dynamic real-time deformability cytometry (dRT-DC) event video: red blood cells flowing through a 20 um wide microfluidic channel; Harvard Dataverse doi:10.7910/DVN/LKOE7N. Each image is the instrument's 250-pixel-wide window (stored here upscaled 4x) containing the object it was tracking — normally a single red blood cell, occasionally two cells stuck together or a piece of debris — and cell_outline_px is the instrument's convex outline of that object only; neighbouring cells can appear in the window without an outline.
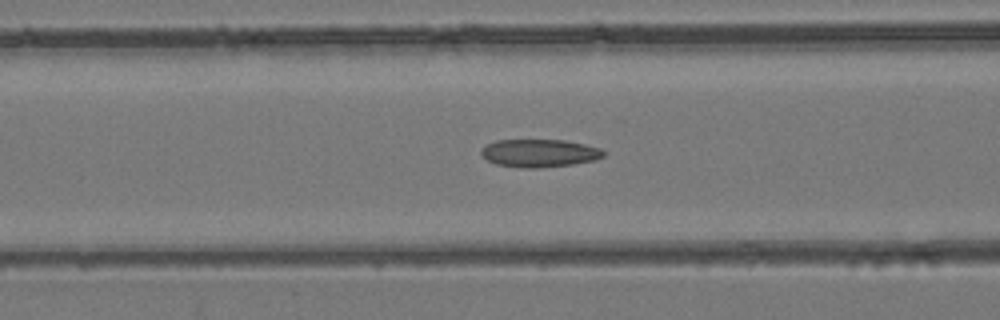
{"species": "common noctule bat (a hibernating species)", "species_latin": "Nyctalus noctula", "temperature_condition": "room temperature", "stored_images_in_passage": 31, "camera_frame_rate_fps": 3000, "um_per_image_px": 0.085, "animal": {"sex": "female", "body_mass_g": 24.6, "forearm_length_mm": 56.2}, "frame": {"image": 1, "passage_image": 4, "time_ms": 1.0, "image_size_px": [1000, 320], "cell_outline_px": [[604, 156], [596, 160], [572, 164], [540, 168], [520, 168], [496, 164], [488, 160], [480, 152], [488, 144], [496, 140], [564, 140], [584, 144], [600, 148], [604, 152]], "centroid_in_image_um": [45.87, 13.02], "position_along_channel_um": 120.7, "area_um2": 19.77}}
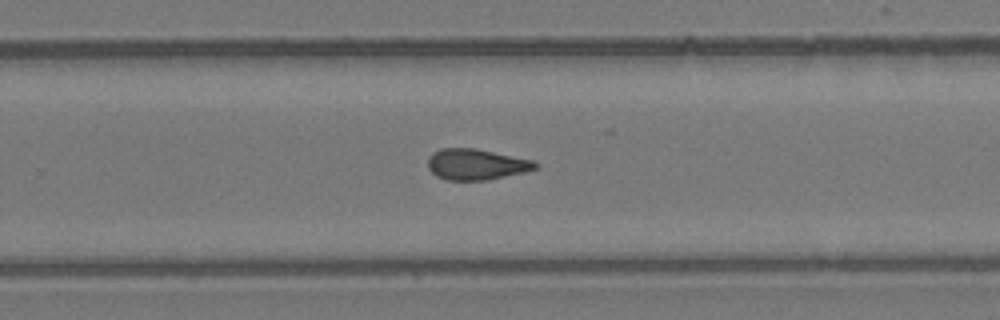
{"frame": {"image": 2, "passage_image": 15, "time_ms": 4.667, "image_size_px": [1000, 320], "cell_outline_px": [[540, 164], [536, 168], [524, 172], [488, 180], [444, 180], [436, 176], [428, 168], [428, 156], [432, 152], [440, 148], [476, 148], [532, 160]], "centroid_in_image_um": [40.44, 13.97], "position_along_channel_um": 289.4, "area_um2": 19.48}}
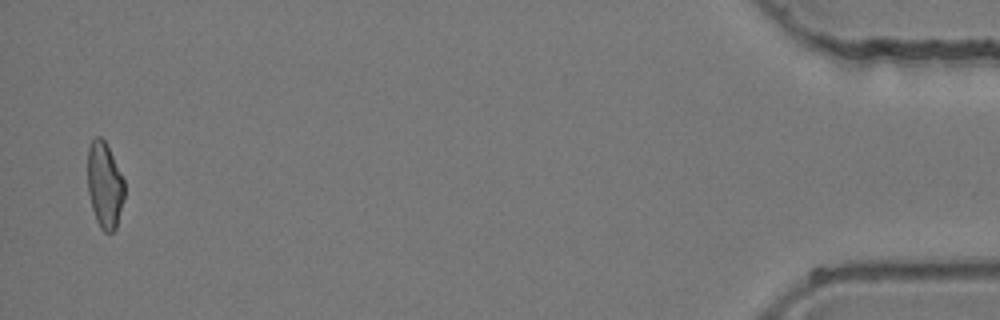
{"frame": {"image": 3, "passage_image": 30, "time_ms": 9.667, "image_size_px": [1000, 320], "cell_outline_px": [[124, 196], [116, 228], [112, 232], [104, 232], [100, 228], [96, 220], [92, 208], [88, 192], [88, 148], [92, 140], [96, 136], [100, 136], [104, 140], [124, 180]], "centroid_in_image_um": [8.88, 15.75], "position_along_channel_um": 426.3, "area_um2": 18.21}}